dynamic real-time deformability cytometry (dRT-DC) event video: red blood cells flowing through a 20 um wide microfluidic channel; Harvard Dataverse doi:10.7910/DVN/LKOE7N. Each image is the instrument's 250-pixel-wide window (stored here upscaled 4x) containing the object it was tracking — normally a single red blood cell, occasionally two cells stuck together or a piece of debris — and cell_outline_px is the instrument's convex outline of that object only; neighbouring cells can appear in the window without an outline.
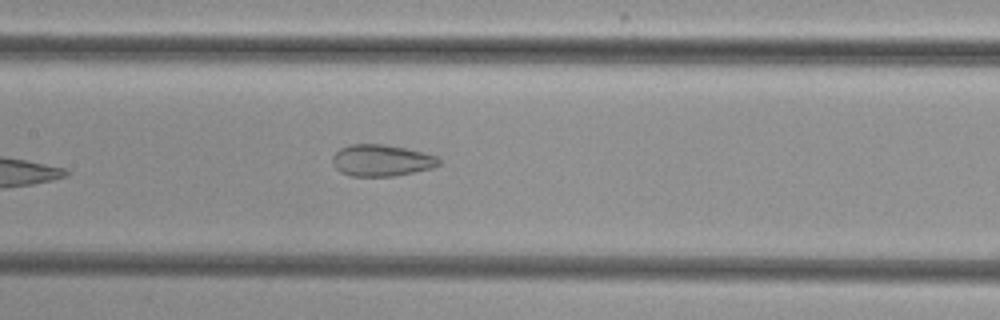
{"species": "common noctule bat (a hibernating species)", "species_latin": "Nyctalus noctula", "temperature_condition": "cold", "stored_images_in_passage": 7, "camera_frame_rate_fps": 3000, "um_per_image_px": 0.085, "animal": {"sex": "female", "body_mass_g": 29.2, "forearm_length_mm": 56.3}, "frame": {"image": 1, "passage_image": 7, "time_ms": 8.667, "image_size_px": [1000, 320], "cell_outline_px": [[440, 164], [432, 168], [396, 176], [348, 176], [340, 172], [332, 164], [332, 156], [340, 148], [348, 144], [384, 144], [404, 148], [436, 156], [440, 160]], "centroid_in_image_um": [32.38, 13.64], "position_along_channel_um": 175.0, "area_um2": 19.65}}